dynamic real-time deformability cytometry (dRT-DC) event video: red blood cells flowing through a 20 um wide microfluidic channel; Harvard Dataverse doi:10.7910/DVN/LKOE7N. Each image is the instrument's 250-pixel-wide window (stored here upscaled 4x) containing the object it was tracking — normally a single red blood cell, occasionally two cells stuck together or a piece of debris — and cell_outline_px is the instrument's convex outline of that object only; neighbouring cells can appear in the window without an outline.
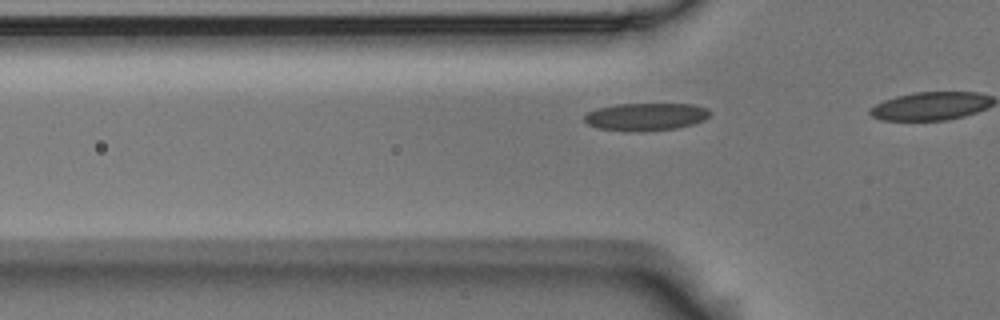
{"species": "Egyptian fruit bat (a non-hibernating species)", "species_latin": "Rousettus aegyptiacus", "temperature_condition": "room temperature", "stored_images_in_passage": 13, "camera_frame_rate_fps": 3000, "um_per_image_px": 0.085, "animal": {"sex": "male"}, "frame": {"image": 1, "passage_image": 11, "time_ms": 3.333, "image_size_px": [1000, 320], "cell_outline_px": [[712, 112], [704, 120], [692, 124], [676, 128], [640, 132], [600, 128], [588, 124], [584, 120], [584, 116], [588, 112], [596, 108], [616, 104], [692, 104], [708, 108]], "centroid_in_image_um": [54.91, 9.91], "position_along_channel_um": 70.9, "area_um2": 20.17}}